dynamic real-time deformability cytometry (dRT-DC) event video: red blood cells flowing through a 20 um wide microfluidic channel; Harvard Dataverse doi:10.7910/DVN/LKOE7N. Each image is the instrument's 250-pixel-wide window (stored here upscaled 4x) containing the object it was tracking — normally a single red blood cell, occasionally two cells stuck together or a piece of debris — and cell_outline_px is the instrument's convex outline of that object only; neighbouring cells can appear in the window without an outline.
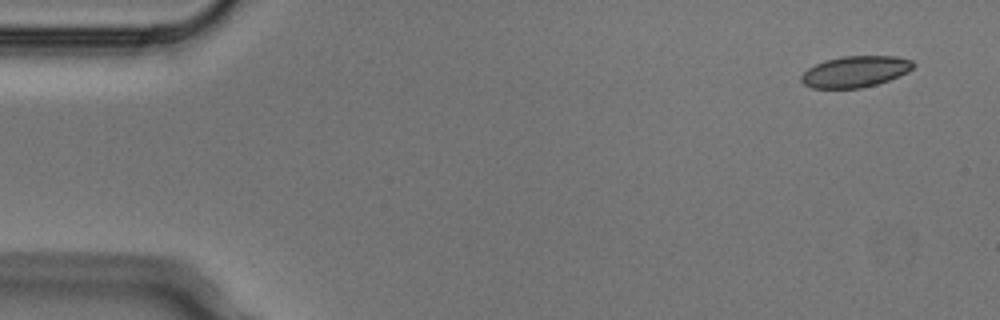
{"species": "Egyptian fruit bat (a non-hibernating species)", "species_latin": "Rousettus aegyptiacus", "temperature_condition": "cold", "stored_images_in_passage": 4, "camera_frame_rate_fps": 3000, "um_per_image_px": 0.085, "animal": {"sex": "male"}, "frame": {"image": 1, "passage_image": 1, "time_ms": 0.0, "image_size_px": [1000, 320], "cell_outline_px": [[916, 64], [908, 72], [888, 80], [876, 84], [860, 88], [812, 88], [804, 84], [800, 80], [800, 76], [808, 68], [824, 60], [844, 56], [896, 56], [912, 60]], "centroid_in_image_um": [72.69, 6.08], "position_along_channel_um": 12.3, "area_um2": 20.35}}